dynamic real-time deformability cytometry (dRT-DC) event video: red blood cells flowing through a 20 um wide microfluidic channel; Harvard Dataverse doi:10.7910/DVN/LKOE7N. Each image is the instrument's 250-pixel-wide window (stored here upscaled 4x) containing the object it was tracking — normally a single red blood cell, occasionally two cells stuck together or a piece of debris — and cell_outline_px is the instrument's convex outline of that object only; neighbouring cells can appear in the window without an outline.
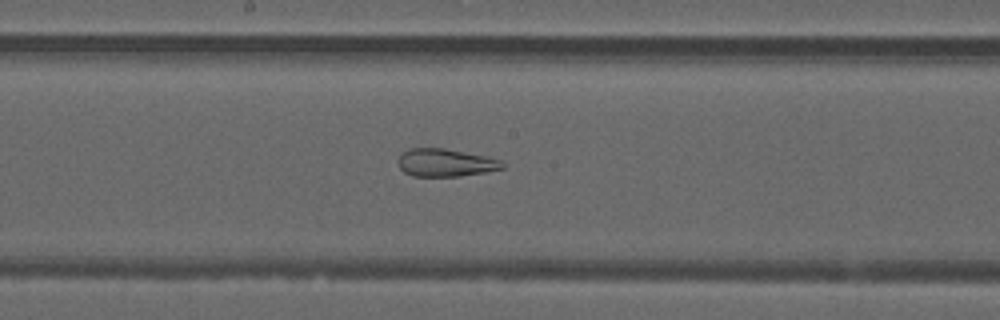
{"species": "common noctule bat (a hibernating species)", "species_latin": "Nyctalus noctula", "temperature_condition": "warm", "stored_images_in_passage": 50, "camera_frame_rate_fps": 3000, "um_per_image_px": 0.085, "animal": {"sex": "male", "forearm_length_mm": 52.5}, "frame": {"image": 1, "passage_image": 26, "time_ms": 8.333, "image_size_px": [1000, 320], "cell_outline_px": [[504, 168], [484, 172], [460, 176], [412, 176], [404, 172], [400, 168], [396, 160], [400, 152], [408, 148], [444, 148], [488, 156], [500, 160], [504, 164]], "centroid_in_image_um": [37.81, 13.81], "position_along_channel_um": 210.4, "area_um2": 17.11}}
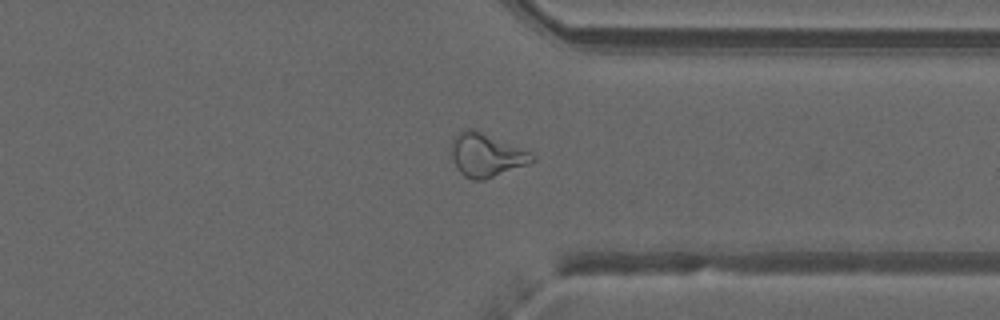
{"frame": {"image": 2, "passage_image": 38, "time_ms": 12.333, "image_size_px": [1000, 320], "cell_outline_px": [[536, 160], [528, 164], [484, 180], [472, 180], [464, 176], [460, 172], [452, 160], [452, 140], [460, 132], [468, 128], [476, 128], [532, 152], [536, 156]], "centroid_in_image_um": [41.37, 13.16], "position_along_channel_um": 370.0, "area_um2": 20.69}}
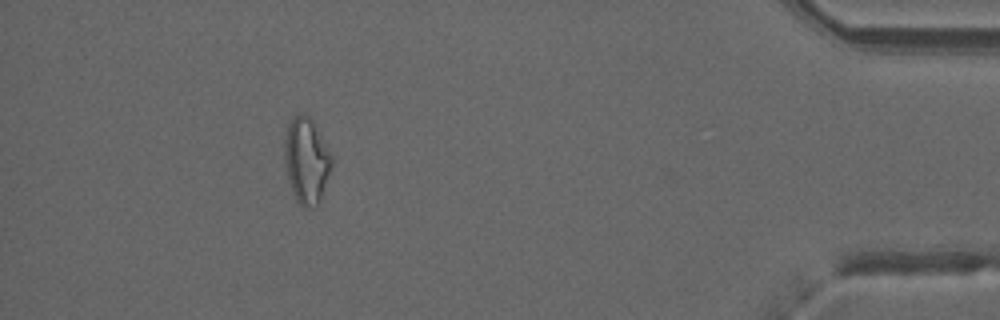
{"frame": {"image": 3, "passage_image": 45, "time_ms": 14.667, "image_size_px": [1000, 320], "cell_outline_px": [[332, 164], [320, 200], [312, 208], [308, 208], [300, 204], [296, 200], [292, 192], [288, 180], [284, 160], [284, 140], [288, 124], [292, 116], [300, 112], [308, 112], [332, 152]], "centroid_in_image_um": [26.04, 13.57], "position_along_channel_um": 409.2, "area_um2": 24.04}, "authors_computed_cell_mechanics": {"area_um2": 23.4957, "velocity_mm_per_s": 4.033, "shape_relaxation_time_tau1_ms": null, "shape_relaxation_time_tau2_ms": 2.1395, "deformation_change_tau1": null, "deformation_change_tau2": 0.1245}}